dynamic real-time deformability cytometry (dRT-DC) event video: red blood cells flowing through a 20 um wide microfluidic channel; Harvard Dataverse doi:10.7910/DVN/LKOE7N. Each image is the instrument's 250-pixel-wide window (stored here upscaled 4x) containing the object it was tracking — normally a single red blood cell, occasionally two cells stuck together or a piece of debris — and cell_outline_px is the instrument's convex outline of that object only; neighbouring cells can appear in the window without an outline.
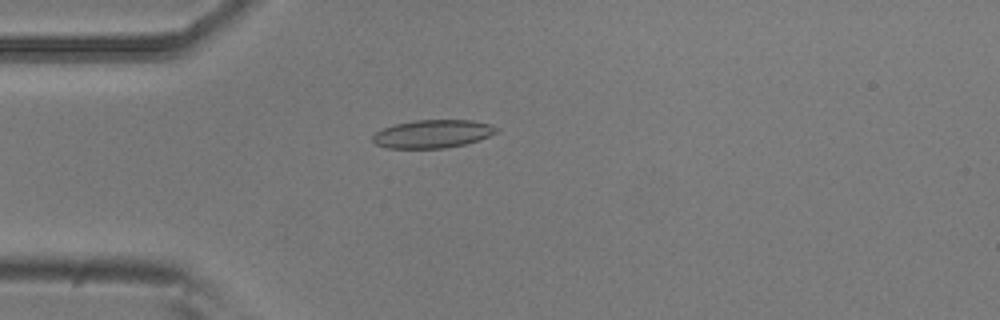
{"species": "common noctule bat (a hibernating species)", "species_latin": "Nyctalus noctula", "temperature_condition": "room temperature", "stored_images_in_passage": 50, "camera_frame_rate_fps": 3000, "um_per_image_px": 0.085, "animal": {"sex": "male", "body_mass_g": 20.5, "forearm_length_mm": 52.5}, "frame": {"image": 1, "passage_image": 11, "time_ms": 3.333, "image_size_px": [1000, 320], "cell_outline_px": [[500, 128], [496, 132], [488, 136], [464, 144], [444, 148], [388, 148], [376, 144], [372, 140], [372, 136], [376, 132], [384, 128], [396, 124], [416, 120], [472, 120], [488, 124]], "centroid_in_image_um": [36.76, 11.38], "position_along_channel_um": 48.2, "area_um2": 20.0}}
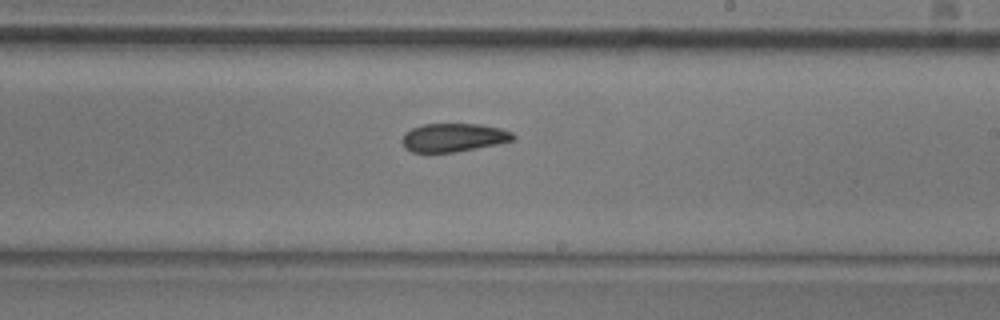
{"frame": {"image": 2, "passage_image": 28, "time_ms": 9.0, "image_size_px": [1000, 320], "cell_outline_px": [[516, 136], [512, 140], [496, 144], [476, 148], [452, 152], [412, 152], [404, 148], [400, 140], [404, 132], [412, 128], [424, 124], [480, 124], [500, 128], [512, 132]], "centroid_in_image_um": [38.5, 11.68], "position_along_channel_um": 250.5, "area_um2": 18.38}}
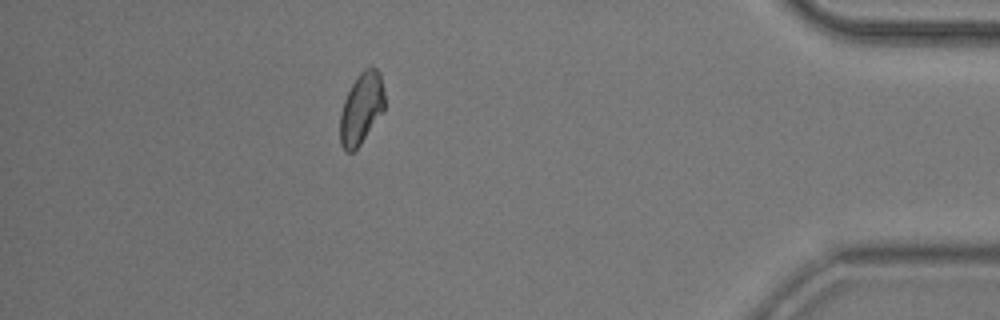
{"frame": {"image": 3, "passage_image": 44, "time_ms": 14.333, "image_size_px": [1000, 320], "cell_outline_px": [[384, 108], [360, 144], [352, 152], [344, 152], [340, 144], [340, 116], [344, 100], [352, 84], [360, 72], [364, 68], [376, 68], [380, 72], [384, 92]], "centroid_in_image_um": [30.69, 9.21], "position_along_channel_um": 404.5, "area_um2": 18.21}, "authors_computed_cell_mechanics": {"area_um2": 19.3341, "velocity_mm_per_s": 3.7626, "shape_relaxation_time_tau1_ms": null, "shape_relaxation_time_tau2_ms": 10.5928, "deformation_change_tau1": null, "deformation_change_tau2": 0.1846}}